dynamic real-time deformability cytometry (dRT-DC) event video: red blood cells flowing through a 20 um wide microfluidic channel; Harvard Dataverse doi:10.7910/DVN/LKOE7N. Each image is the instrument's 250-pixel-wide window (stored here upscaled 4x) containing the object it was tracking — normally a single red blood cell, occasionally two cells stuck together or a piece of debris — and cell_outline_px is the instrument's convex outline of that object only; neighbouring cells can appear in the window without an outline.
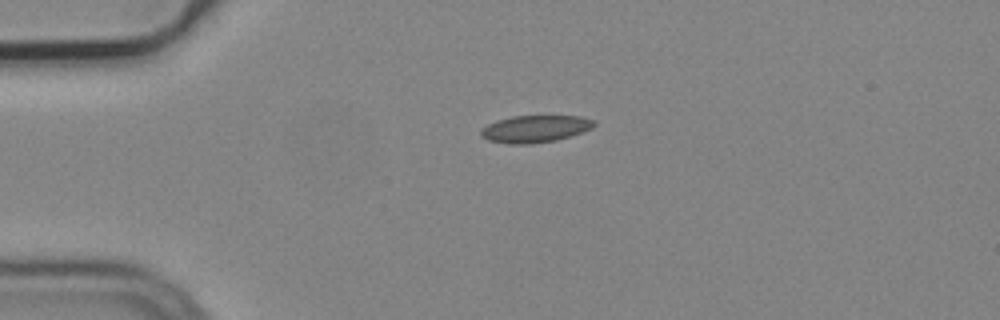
{"species": "common noctule bat (a hibernating species)", "species_latin": "Nyctalus noctula", "temperature_condition": "cold", "stored_images_in_passage": 2, "camera_frame_rate_fps": 3000, "um_per_image_px": 0.085, "animal": {"sex": "male", "body_mass_g": 19.2, "forearm_length_mm": 51.8}, "frame": {"image": 1, "passage_image": 1, "time_ms": 0.0, "image_size_px": [1000, 320], "cell_outline_px": [[596, 124], [592, 128], [556, 140], [528, 144], [508, 144], [488, 140], [480, 136], [480, 128], [496, 120], [512, 116], [580, 116], [596, 120]], "centroid_in_image_um": [45.44, 10.94], "position_along_channel_um": 39.6, "area_um2": 17.92}}